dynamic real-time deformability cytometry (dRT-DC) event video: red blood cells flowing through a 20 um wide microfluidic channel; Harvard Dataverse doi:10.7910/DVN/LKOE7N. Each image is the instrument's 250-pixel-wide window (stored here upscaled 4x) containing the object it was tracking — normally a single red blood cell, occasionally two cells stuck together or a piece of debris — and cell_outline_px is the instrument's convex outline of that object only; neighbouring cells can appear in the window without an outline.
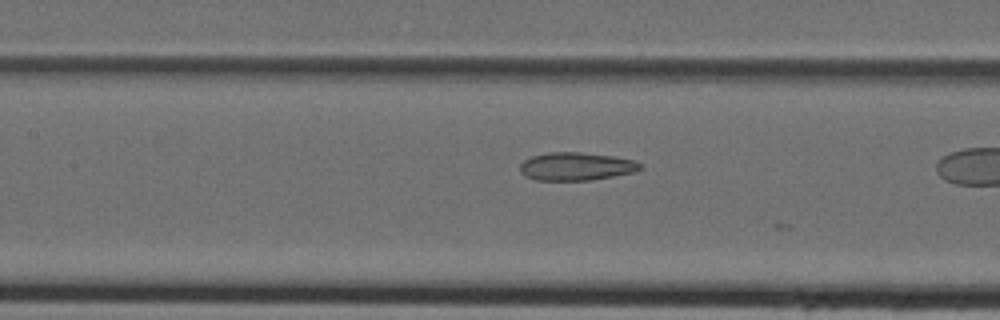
{"species": "Egyptian fruit bat (a non-hibernating species)", "species_latin": "Rousettus aegyptiacus", "temperature_condition": "cold", "stored_images_in_passage": 15, "camera_frame_rate_fps": 3000, "um_per_image_px": 0.085, "animal": {"sex": "female"}, "frame": {"image": 1, "passage_image": 13, "time_ms": 4.0, "image_size_px": [1000, 320], "cell_outline_px": [[644, 168], [636, 172], [592, 180], [536, 180], [524, 176], [520, 172], [520, 164], [524, 160], [532, 156], [548, 152], [580, 152], [612, 156], [632, 160], [644, 164]], "centroid_in_image_um": [49.0, 14.15], "position_along_channel_um": 158.4, "area_um2": 19.83}}